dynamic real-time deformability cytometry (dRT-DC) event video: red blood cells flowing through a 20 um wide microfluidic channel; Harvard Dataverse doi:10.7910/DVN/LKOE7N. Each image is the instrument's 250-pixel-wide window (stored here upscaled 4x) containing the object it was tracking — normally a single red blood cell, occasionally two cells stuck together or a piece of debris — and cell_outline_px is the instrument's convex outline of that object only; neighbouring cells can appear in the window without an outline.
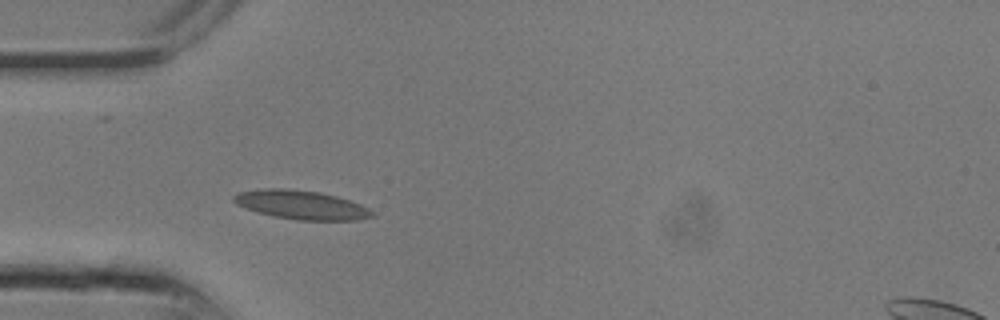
{"species": "common noctule bat (a hibernating species)", "species_latin": "Nyctalus noctula", "temperature_condition": "room temperature", "stored_images_in_passage": 5, "camera_frame_rate_fps": 3000, "um_per_image_px": 0.085, "animal": {"sex": "male", "body_mass_g": 13.3}, "frame": {"image": 1, "passage_image": 5, "time_ms": 1.333, "image_size_px": [1000, 320], "cell_outline_px": [[376, 216], [360, 220], [296, 220], [272, 216], [244, 208], [236, 204], [232, 200], [232, 196], [240, 192], [264, 188], [284, 188], [320, 192], [336, 196], [360, 204], [376, 212]], "centroid_in_image_um": [25.62, 17.42], "position_along_channel_um": 59.4, "area_um2": 23.47}}